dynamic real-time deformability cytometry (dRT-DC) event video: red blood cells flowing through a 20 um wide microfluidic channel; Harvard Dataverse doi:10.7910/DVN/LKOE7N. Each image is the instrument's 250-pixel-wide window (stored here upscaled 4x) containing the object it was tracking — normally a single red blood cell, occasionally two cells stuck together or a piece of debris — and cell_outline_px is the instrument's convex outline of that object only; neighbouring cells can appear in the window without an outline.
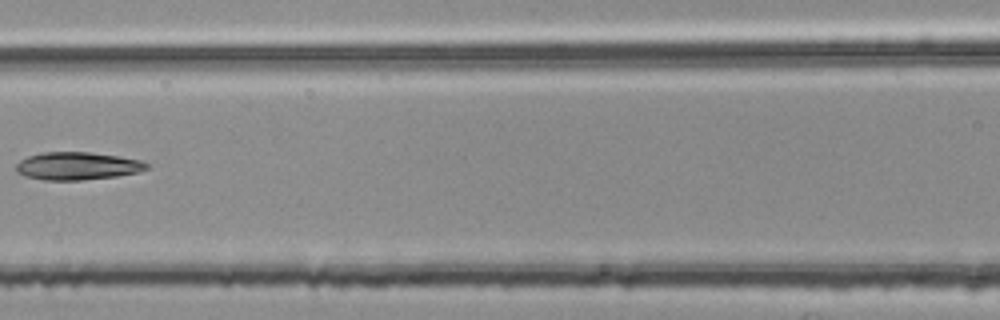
{"species": "common noctule bat (a hibernating species)", "species_latin": "Nyctalus noctula", "temperature_condition": "room temperature", "stored_images_in_passage": 3, "camera_frame_rate_fps": 3000, "um_per_image_px": 0.085, "animal": {"sex": "female", "body_mass_g": 25.1}, "frame": {"image": 1, "passage_image": 3, "time_ms": 0.667, "image_size_px": [1000, 320], "cell_outline_px": [[148, 168], [136, 172], [116, 176], [80, 180], [44, 180], [24, 176], [16, 172], [16, 164], [20, 160], [28, 156], [44, 152], [88, 152], [116, 156], [140, 160], [148, 164]], "centroid_in_image_um": [6.52, 14.11], "position_along_channel_um": 160.1, "area_um2": 20.92}}